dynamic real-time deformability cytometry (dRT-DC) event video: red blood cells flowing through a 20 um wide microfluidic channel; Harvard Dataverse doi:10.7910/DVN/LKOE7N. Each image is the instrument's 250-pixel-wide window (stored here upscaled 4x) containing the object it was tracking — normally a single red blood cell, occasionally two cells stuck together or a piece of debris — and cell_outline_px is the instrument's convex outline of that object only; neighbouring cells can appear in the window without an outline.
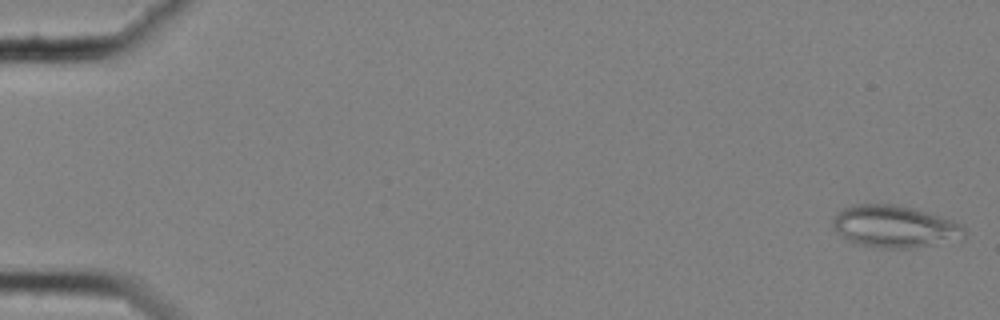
{"species": "common noctule bat (a hibernating species)", "species_latin": "Nyctalus noctula", "temperature_condition": "cold", "stored_images_in_passage": 58, "camera_frame_rate_fps": 3000, "um_per_image_px": 0.085, "animal": {"sex": "female", "body_mass_g": 25.1}, "frame": {"image": 1, "passage_image": 1, "time_ms": 0.0, "image_size_px": [1000, 320], "cell_outline_px": [[964, 240], [912, 248], [880, 248], [860, 244], [848, 240], [836, 232], [832, 228], [832, 220], [844, 208], [852, 204], [896, 204], [912, 208], [940, 216], [952, 220], [960, 224], [964, 228]], "centroid_in_image_um": [76.07, 19.26], "position_along_channel_um": 8.9, "area_um2": 32.37}}
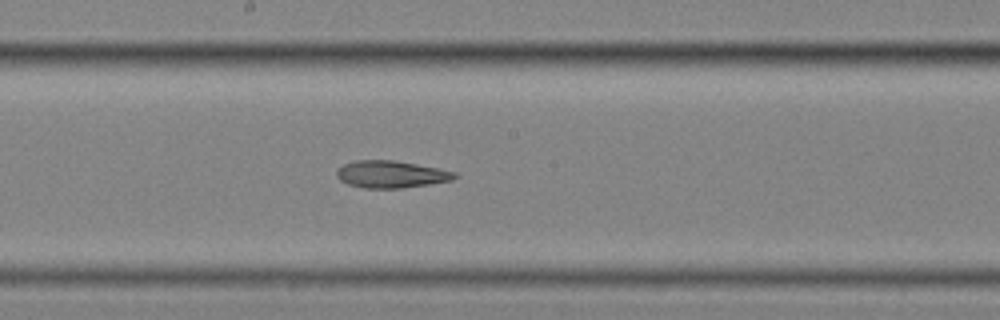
{"frame": {"image": 2, "passage_image": 32, "time_ms": 10.333, "image_size_px": [1000, 320], "cell_outline_px": [[460, 176], [452, 180], [428, 184], [400, 188], [364, 188], [348, 184], [340, 180], [336, 176], [336, 168], [344, 164], [356, 160], [396, 160], [456, 172]], "centroid_in_image_um": [33.22, 14.81], "position_along_channel_um": 215.0, "area_um2": 18.67}}
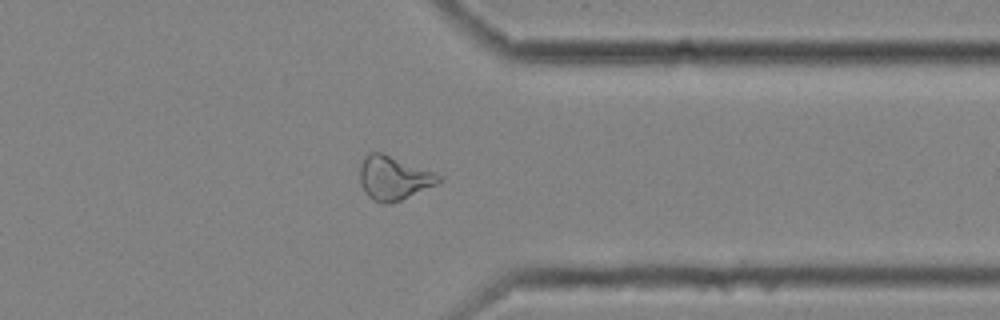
{"frame": {"image": 3, "passage_image": 46, "time_ms": 15.0, "image_size_px": [1000, 320], "cell_outline_px": [[444, 180], [436, 184], [400, 200], [388, 204], [384, 204], [372, 200], [364, 192], [360, 184], [360, 164], [364, 156], [368, 152], [384, 152], [444, 176]], "centroid_in_image_um": [33.45, 15.11], "position_along_channel_um": 378.0, "area_um2": 20.4}, "authors_computed_cell_mechanics": {"area_um2": 21.7617, "velocity_mm_per_s": 3.5385, "shape_relaxation_time_tau1_ms": null, "shape_relaxation_time_tau2_ms": 3.5055, "deformation_change_tau1": null, "deformation_change_tau2": 0.1221}}